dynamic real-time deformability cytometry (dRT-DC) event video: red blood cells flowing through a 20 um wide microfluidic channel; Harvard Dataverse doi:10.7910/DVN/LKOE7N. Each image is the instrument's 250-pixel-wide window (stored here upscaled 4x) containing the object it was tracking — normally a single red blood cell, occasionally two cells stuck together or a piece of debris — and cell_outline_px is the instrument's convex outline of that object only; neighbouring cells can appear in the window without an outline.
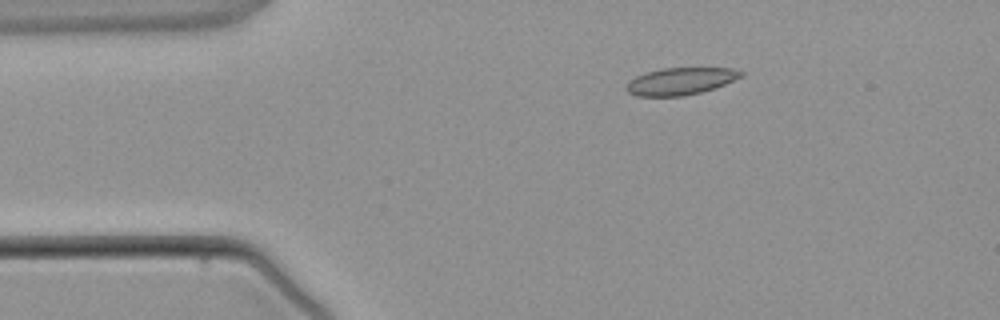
{"species": "common noctule bat (a hibernating species)", "species_latin": "Nyctalus noctula", "temperature_condition": "warm", "stored_images_in_passage": 2, "camera_frame_rate_fps": 3000, "um_per_image_px": 0.085, "animal": {"sex": "male", "body_mass_g": 21.5, "forearm_length_mm": 52.0}, "frame": {"image": 1, "passage_image": 1, "time_ms": 0.0, "image_size_px": [1000, 320], "cell_outline_px": [[744, 76], [716, 88], [684, 96], [636, 96], [628, 92], [624, 88], [624, 84], [628, 80], [636, 76], [648, 72], [664, 68], [732, 68], [744, 72]], "centroid_in_image_um": [57.83, 6.91], "position_along_channel_um": 27.2, "area_um2": 18.32}}
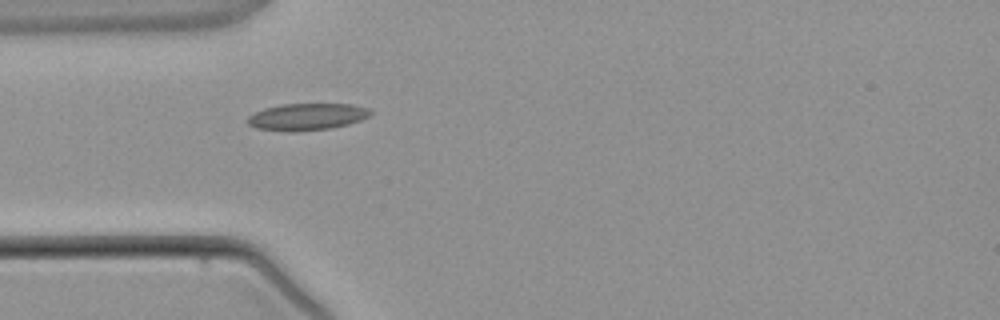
{"frame": {"image": 2, "passage_image": 2, "time_ms": 1.667, "image_size_px": [1000, 320], "cell_outline_px": [[372, 112], [368, 116], [360, 120], [348, 124], [332, 128], [296, 132], [288, 132], [256, 128], [248, 124], [248, 116], [264, 108], [280, 104], [352, 104], [368, 108]], "centroid_in_image_um": [26.08, 9.93], "position_along_channel_um": 58.9, "area_um2": 19.31}}